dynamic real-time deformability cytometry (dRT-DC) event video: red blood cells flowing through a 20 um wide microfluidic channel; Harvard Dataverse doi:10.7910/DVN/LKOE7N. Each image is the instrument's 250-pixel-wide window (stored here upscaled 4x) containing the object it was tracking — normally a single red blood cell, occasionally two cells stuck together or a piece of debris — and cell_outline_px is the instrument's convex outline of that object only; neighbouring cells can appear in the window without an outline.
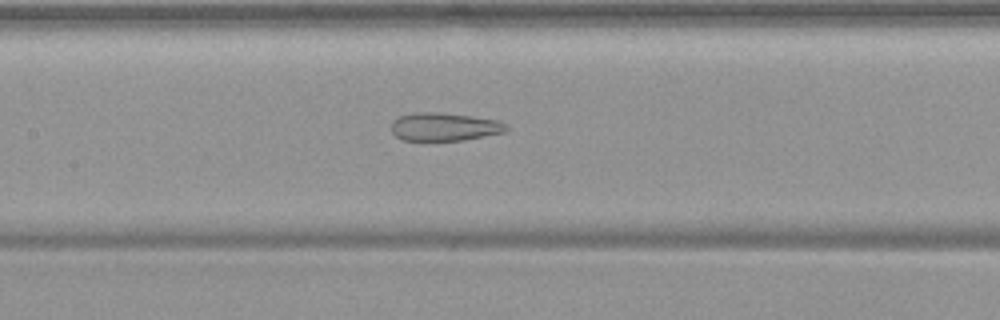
{"species": "common noctule bat (a hibernating species)", "species_latin": "Nyctalus noctula", "temperature_condition": "warm", "stored_images_in_passage": 54, "camera_frame_rate_fps": 3000, "um_per_image_px": 0.085, "animal": {"sex": "female", "body_mass_g": 19.9}, "frame": {"image": 1, "passage_image": 26, "time_ms": 8.333, "image_size_px": [1000, 320], "cell_outline_px": [[508, 128], [504, 132], [464, 140], [400, 140], [392, 132], [392, 120], [400, 116], [412, 112], [436, 112], [468, 116], [496, 120], [504, 124]], "centroid_in_image_um": [37.7, 10.78], "position_along_channel_um": 169.7, "area_um2": 18.61}}
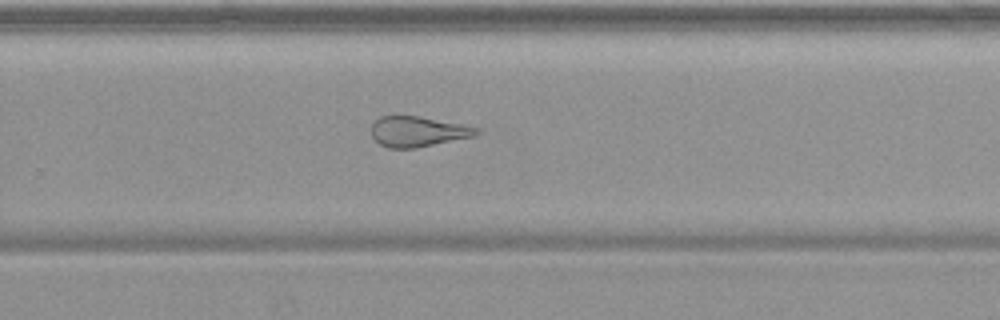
{"frame": {"image": 2, "passage_image": 36, "time_ms": 11.667, "image_size_px": [1000, 320], "cell_outline_px": [[480, 132], [472, 136], [416, 148], [388, 148], [380, 144], [372, 136], [372, 124], [380, 116], [420, 116], [460, 124], [476, 128]], "centroid_in_image_um": [35.46, 11.18], "position_along_channel_um": 294.3, "area_um2": 18.21}}
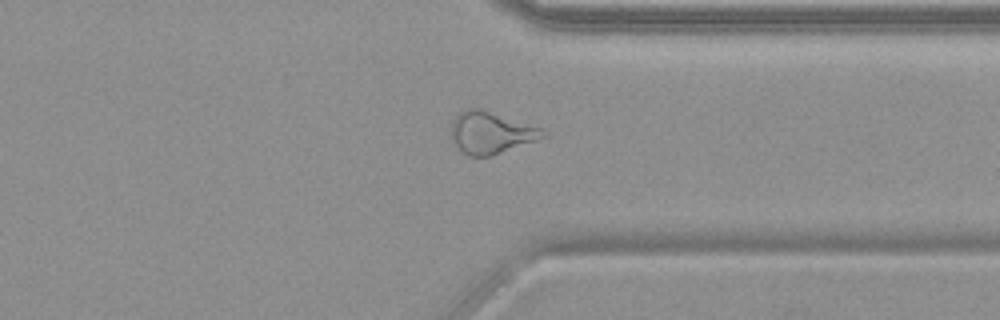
{"frame": {"image": 3, "passage_image": 42, "time_ms": 13.667, "image_size_px": [1000, 320], "cell_outline_px": [[548, 136], [488, 156], [468, 156], [452, 140], [452, 120], [460, 112], [468, 108], [480, 108], [544, 128]], "centroid_in_image_um": [41.76, 11.25], "position_along_channel_um": 369.6, "area_um2": 22.14}, "authors_computed_cell_mechanics": {"area_um2": 25.6632, "velocity_mm_per_s": 3.7649, "shape_relaxation_time_tau1_ms": null, "shape_relaxation_time_tau2_ms": 1.9972, "deformation_change_tau1": null, "deformation_change_tau2": 0.1152}}